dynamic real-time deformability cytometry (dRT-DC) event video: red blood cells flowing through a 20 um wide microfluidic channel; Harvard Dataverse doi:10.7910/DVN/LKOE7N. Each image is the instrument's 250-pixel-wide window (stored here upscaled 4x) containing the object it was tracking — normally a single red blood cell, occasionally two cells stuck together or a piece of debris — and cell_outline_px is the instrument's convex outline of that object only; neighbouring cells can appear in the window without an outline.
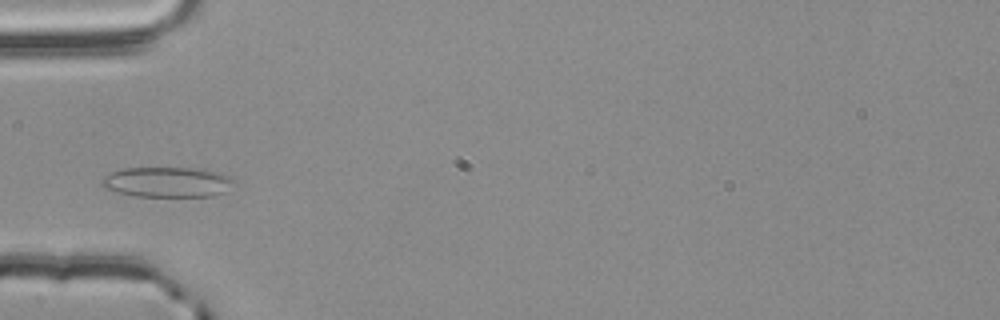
{"species": "common noctule bat (a hibernating species)", "species_latin": "Nyctalus noctula", "temperature_condition": "room temperature", "stored_images_in_passage": 38, "camera_frame_rate_fps": 3000, "um_per_image_px": 0.085, "animal": {"sex": "male", "body_mass_g": 20.4}, "frame": {"image": 1, "passage_image": 1, "time_ms": 0.0, "image_size_px": [1000, 320], "cell_outline_px": [[236, 184], [224, 192], [212, 196], [136, 196], [116, 192], [104, 188], [100, 184], [100, 180], [104, 176], [112, 172], [124, 168], [192, 168], [220, 172], [232, 176], [236, 180]], "centroid_in_image_um": [14.25, 15.47], "position_along_channel_um": 70.7, "area_um2": 23.52}}
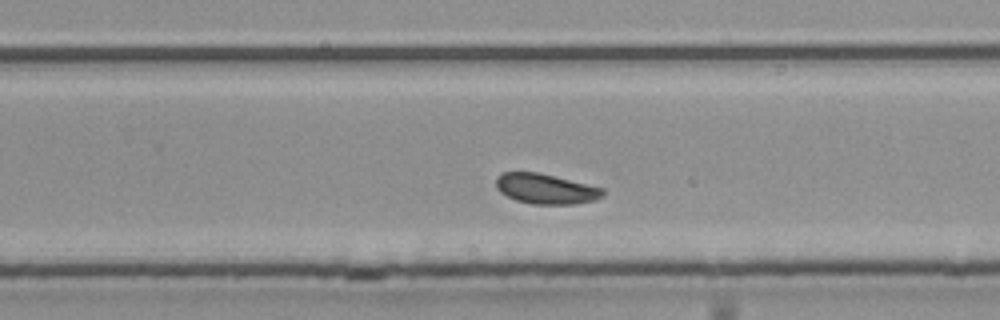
{"frame": {"image": 2, "passage_image": 18, "time_ms": 5.667, "image_size_px": [1000, 320], "cell_outline_px": [[604, 196], [596, 200], [576, 204], [532, 204], [516, 200], [500, 192], [496, 188], [496, 176], [504, 172], [536, 172], [604, 188]], "centroid_in_image_um": [46.39, 16.06], "position_along_channel_um": 283.4, "area_um2": 18.73}}
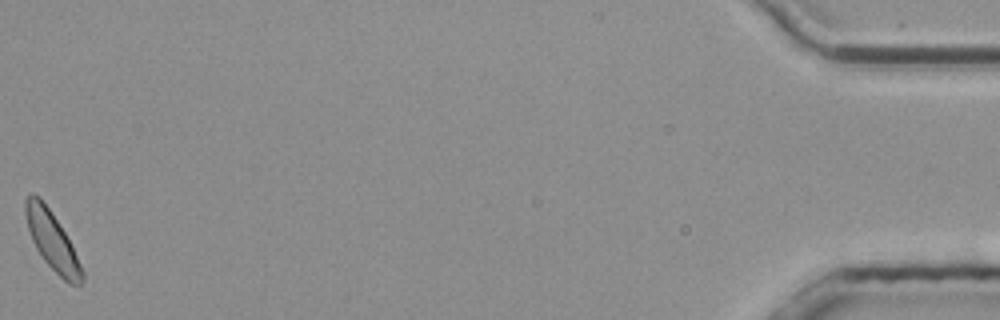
{"frame": {"image": 3, "passage_image": 38, "time_ms": 12.333, "image_size_px": [1000, 320], "cell_outline_px": [[84, 280], [80, 284], [68, 284], [44, 260], [36, 248], [32, 240], [28, 228], [24, 212], [24, 200], [32, 192], [40, 196], [64, 232], [84, 272]], "centroid_in_image_um": [4.4, 20.45], "position_along_channel_um": 430.8, "area_um2": 18.73}, "authors_computed_cell_mechanics": {"area_um2": 18.8717, "velocity_mm_per_s": 3.7548, "shape_relaxation_time_tau1_ms": 2.5338, "shape_relaxation_time_tau2_ms": 3.1514, "deformation_change_tau1": 0.051, "deformation_change_tau2": 0.0743}}